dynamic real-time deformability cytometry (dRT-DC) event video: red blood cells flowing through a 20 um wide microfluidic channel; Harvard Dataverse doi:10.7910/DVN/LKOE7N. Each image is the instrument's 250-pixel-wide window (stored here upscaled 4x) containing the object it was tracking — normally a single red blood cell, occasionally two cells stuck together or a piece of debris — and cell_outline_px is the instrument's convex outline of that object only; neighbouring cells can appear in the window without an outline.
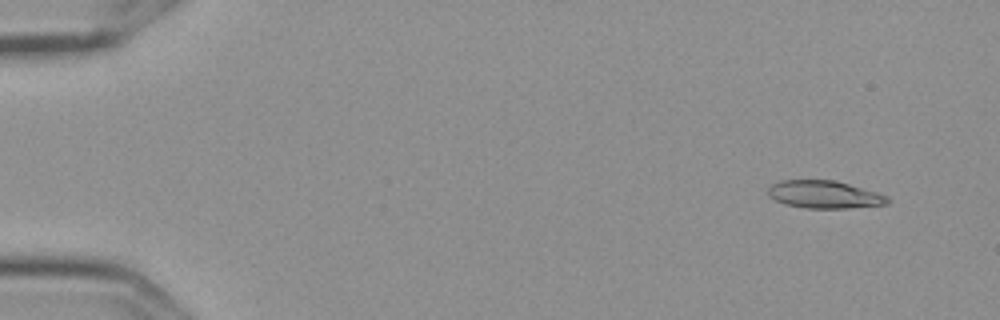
{"species": "Egyptian fruit bat (a non-hibernating species)", "species_latin": "Rousettus aegyptiacus", "temperature_condition": "cold", "stored_images_in_passage": 5, "camera_frame_rate_fps": 3000, "um_per_image_px": 0.085, "frame": {"image": 1, "passage_image": 2, "time_ms": 0.333, "image_size_px": [1000, 320], "cell_outline_px": [[892, 200], [888, 204], [848, 208], [804, 208], [784, 204], [768, 196], [768, 188], [772, 184], [780, 180], [836, 180], [876, 192], [888, 196]], "centroid_in_image_um": [70.07, 16.53], "position_along_channel_um": 14.9, "area_um2": 19.36}}
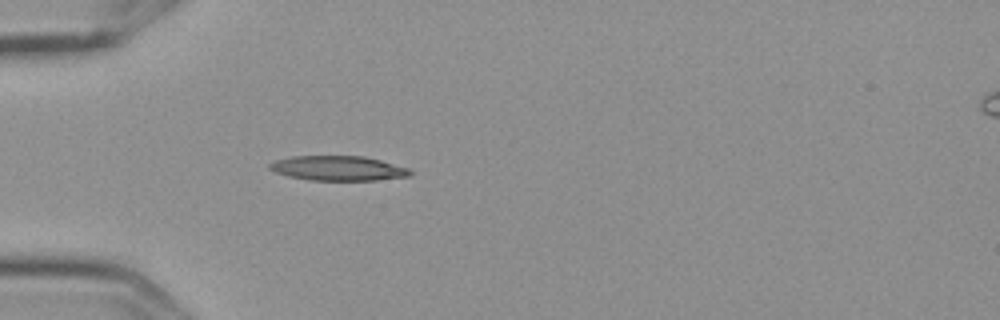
{"frame": {"image": 2, "passage_image": 5, "time_ms": 1.333, "image_size_px": [1000, 320], "cell_outline_px": [[412, 172], [408, 176], [376, 180], [308, 180], [288, 176], [276, 172], [268, 168], [268, 164], [276, 160], [292, 156], [364, 156], [380, 160], [408, 168]], "centroid_in_image_um": [28.71, 14.3], "position_along_channel_um": 56.3, "area_um2": 20.11}}